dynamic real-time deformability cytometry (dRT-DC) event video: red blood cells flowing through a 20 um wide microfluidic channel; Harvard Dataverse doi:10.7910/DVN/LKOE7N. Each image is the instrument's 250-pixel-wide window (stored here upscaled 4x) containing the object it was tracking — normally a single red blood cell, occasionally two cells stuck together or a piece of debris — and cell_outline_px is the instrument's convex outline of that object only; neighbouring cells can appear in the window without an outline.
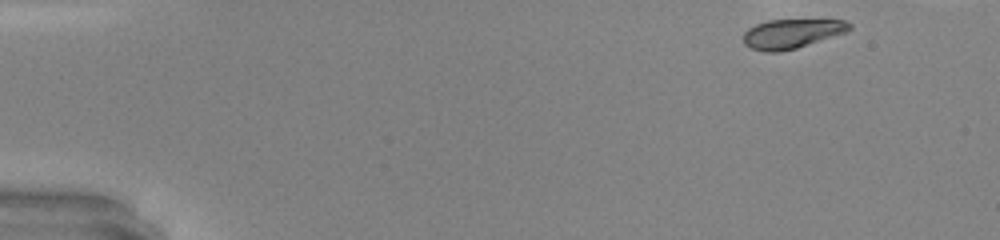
{"species": "common noctule bat (a hibernating species)", "species_latin": "Nyctalus noctula", "temperature_condition": "warm", "stored_images_in_passage": 5, "camera_frame_rate_fps": 3000, "um_per_image_px": 0.085, "animal": {"sex": "male", "body_mass_g": 20.0, "forearm_length_mm": 53.3}, "frame": {"image": 1, "passage_image": 1, "time_ms": 0.0, "image_size_px": [1000, 240], "cell_outline_px": [[852, 28], [848, 32], [796, 48], [776, 52], [764, 52], [748, 48], [744, 44], [744, 32], [748, 28], [756, 24], [768, 20], [844, 20], [852, 24]], "centroid_in_image_um": [67.3, 2.86], "position_along_channel_um": 17.7, "area_um2": 18.21}}